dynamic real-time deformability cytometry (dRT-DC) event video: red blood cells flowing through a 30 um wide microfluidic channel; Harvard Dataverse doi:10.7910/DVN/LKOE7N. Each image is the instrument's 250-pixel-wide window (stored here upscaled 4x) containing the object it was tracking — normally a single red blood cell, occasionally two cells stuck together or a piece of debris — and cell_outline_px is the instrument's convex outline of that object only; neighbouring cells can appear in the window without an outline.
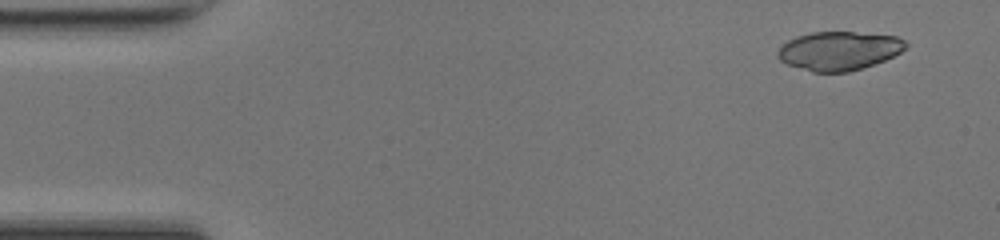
{"species": "common noctule bat (a hibernating species)", "species_latin": "Nyctalus noctula", "temperature_condition": "room temperature", "stored_images_in_passage": 46, "camera_frame_rate_fps": 3000, "um_per_image_px": 0.085, "animal": {"sex": "female", "body_mass_g": 17.0, "forearm_length_mm": 48.0}, "frame": {"image": 1, "passage_image": 1, "time_ms": 0.0, "image_size_px": [1000, 240], "cell_outline_px": [[908, 44], [900, 52], [884, 60], [848, 72], [812, 72], [788, 64], [780, 60], [776, 56], [776, 52], [788, 40], [796, 36], [812, 32], [852, 32], [896, 36], [904, 40]], "centroid_in_image_um": [71.28, 4.31], "position_along_channel_um": 13.7, "area_um2": 28.61}}
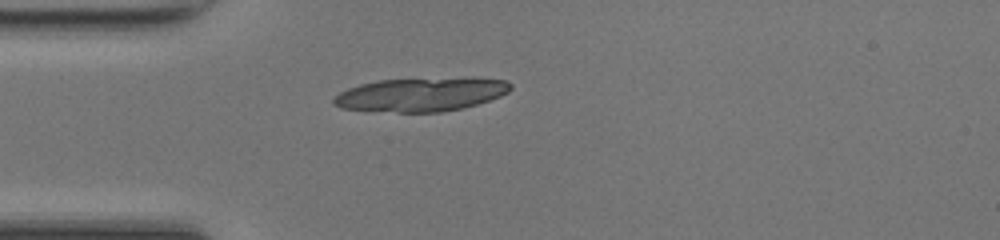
{"frame": {"image": 2, "passage_image": 11, "time_ms": 3.333, "image_size_px": [1000, 240], "cell_outline_px": [[512, 88], [508, 92], [500, 96], [476, 104], [444, 112], [396, 112], [340, 108], [332, 104], [332, 100], [340, 92], [348, 88], [360, 84], [380, 80], [504, 80], [512, 84]], "centroid_in_image_um": [35.68, 8.08], "position_along_channel_um": 49.3, "area_um2": 33.35}}
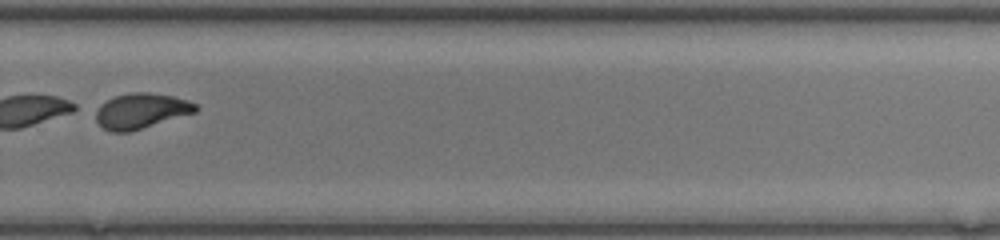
{"frame": {"image": 3, "passage_image": 31, "time_ms": 10.0, "image_size_px": [1000, 240], "cell_outline_px": [[200, 108], [196, 112], [132, 132], [112, 132], [104, 128], [96, 120], [96, 112], [100, 104], [116, 96], [132, 92], [148, 92], [172, 96], [188, 100], [196, 104]], "centroid_in_image_um": [12.02, 9.44], "position_along_channel_um": 317.8, "area_um2": 20.58}}